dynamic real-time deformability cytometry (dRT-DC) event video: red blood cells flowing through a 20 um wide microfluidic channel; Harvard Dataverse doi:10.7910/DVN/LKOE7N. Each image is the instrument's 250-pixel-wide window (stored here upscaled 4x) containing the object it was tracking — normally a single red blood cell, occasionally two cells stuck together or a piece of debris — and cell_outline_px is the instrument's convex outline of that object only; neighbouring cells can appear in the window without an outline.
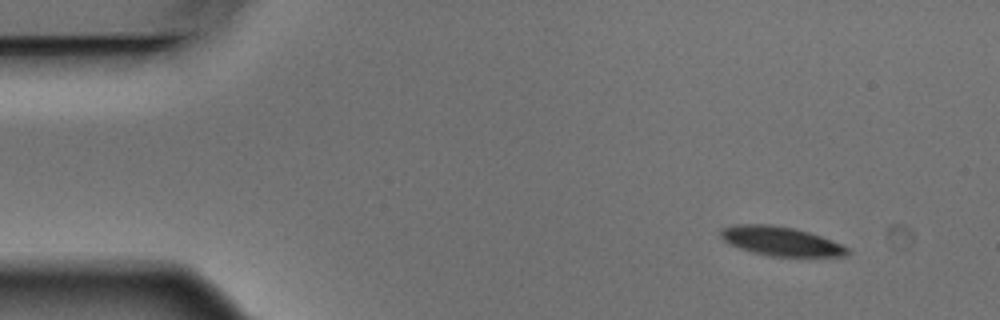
{"species": "Egyptian fruit bat (a non-hibernating species)", "species_latin": "Rousettus aegyptiacus", "temperature_condition": "warm", "stored_images_in_passage": 3, "camera_frame_rate_fps": 3000, "um_per_image_px": 0.085, "animal": {"sex": "male"}, "frame": {"image": 1, "passage_image": 1, "time_ms": 0.0, "image_size_px": [1000, 320], "cell_outline_px": [[852, 252], [844, 256], [772, 256], [752, 252], [728, 244], [720, 236], [720, 228], [736, 224], [768, 224], [792, 228], [808, 232], [832, 240], [848, 248]], "centroid_in_image_um": [66.34, 20.5], "position_along_channel_um": 18.7, "area_um2": 21.39}}